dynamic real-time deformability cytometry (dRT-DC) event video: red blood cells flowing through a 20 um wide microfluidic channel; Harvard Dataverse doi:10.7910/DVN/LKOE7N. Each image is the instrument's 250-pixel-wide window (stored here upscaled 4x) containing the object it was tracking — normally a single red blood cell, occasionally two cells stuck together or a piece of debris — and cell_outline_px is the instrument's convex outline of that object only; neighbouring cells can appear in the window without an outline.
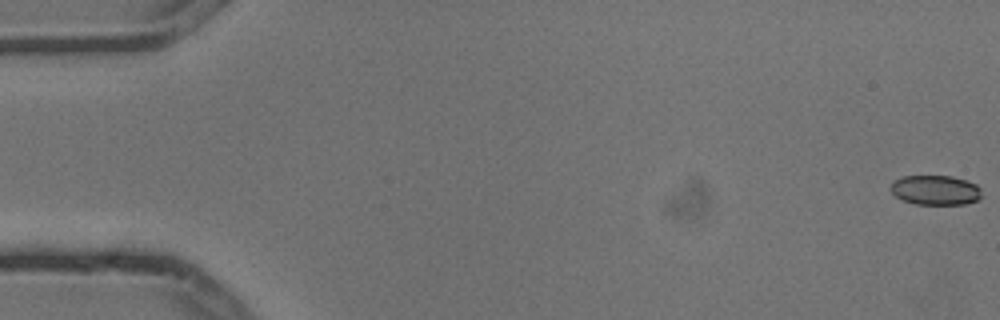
{"species": "common noctule bat (a hibernating species)", "species_latin": "Nyctalus noctula", "temperature_condition": "cold", "stored_images_in_passage": 7, "camera_frame_rate_fps": 3000, "um_per_image_px": 0.085, "animal": {"sex": "male", "body_mass_g": 13.3}, "frame": {"image": 1, "passage_image": 1, "time_ms": 0.0, "image_size_px": [1000, 320], "cell_outline_px": [[980, 200], [964, 204], [916, 204], [904, 200], [896, 196], [888, 188], [892, 180], [900, 176], [952, 176], [976, 184], [980, 188]], "centroid_in_image_um": [79.47, 16.15], "position_along_channel_um": 5.5, "area_um2": 15.84}}
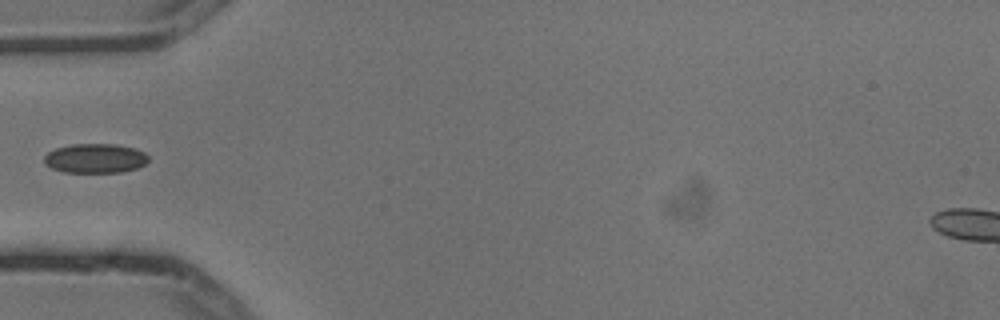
{"frame": {"image": 2, "passage_image": 6, "time_ms": 1.667, "image_size_px": [1000, 320], "cell_outline_px": [[148, 160], [144, 164], [136, 168], [120, 172], [64, 172], [52, 168], [44, 164], [44, 156], [48, 152], [56, 148], [72, 144], [116, 144], [136, 148], [144, 152], [148, 156]], "centroid_in_image_um": [8.08, 13.45], "position_along_channel_um": 76.9, "area_um2": 17.86}}
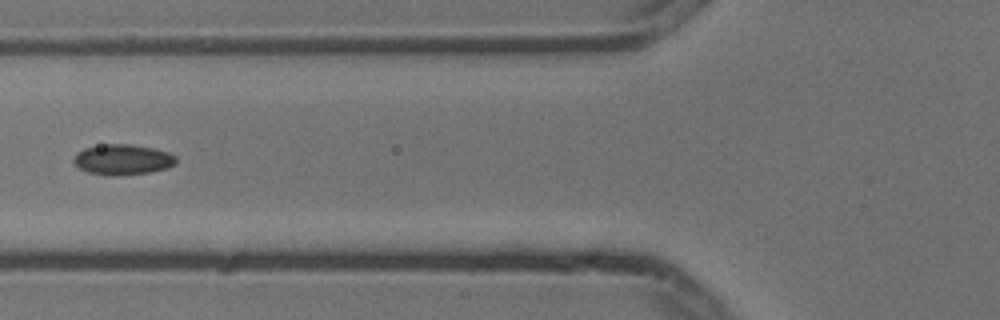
{"frame": {"image": 3, "passage_image": 7, "time_ms": 2.0, "image_size_px": [1000, 320], "cell_outline_px": [[176, 164], [168, 168], [148, 172], [88, 172], [80, 168], [72, 160], [76, 152], [84, 148], [104, 144], [132, 144], [152, 148], [168, 152], [176, 156]], "centroid_in_image_um": [10.45, 13.49], "position_along_channel_um": 115.3, "area_um2": 17.28}}